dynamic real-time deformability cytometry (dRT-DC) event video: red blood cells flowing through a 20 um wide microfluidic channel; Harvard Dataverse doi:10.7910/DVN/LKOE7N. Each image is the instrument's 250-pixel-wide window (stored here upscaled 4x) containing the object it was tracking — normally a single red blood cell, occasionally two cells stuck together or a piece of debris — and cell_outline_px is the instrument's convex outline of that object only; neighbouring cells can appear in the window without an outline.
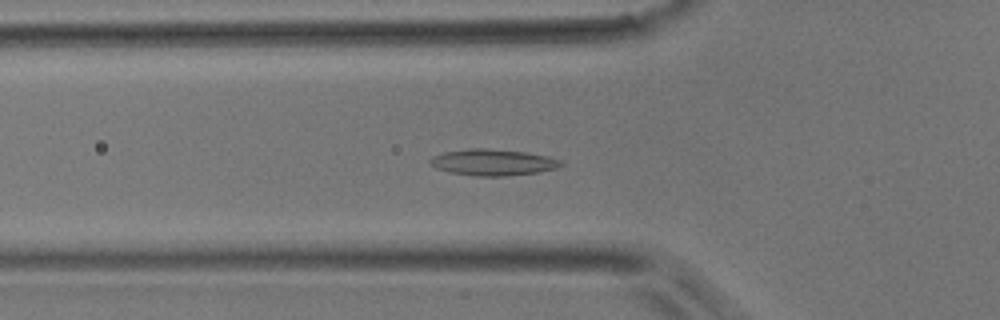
{"species": "common noctule bat (a hibernating species)", "species_latin": "Nyctalus noctula", "temperature_condition": "room temperature", "stored_images_in_passage": 42, "camera_frame_rate_fps": 3000, "um_per_image_px": 0.085, "animal": {"sex": "male", "body_mass_g": 17.9}, "frame": {"image": 1, "passage_image": 11, "time_ms": 3.333, "image_size_px": [1000, 320], "cell_outline_px": [[564, 164], [556, 168], [536, 172], [508, 176], [476, 176], [448, 172], [436, 168], [428, 160], [432, 156], [444, 152], [468, 148], [488, 148], [524, 152], [548, 156], [560, 160]], "centroid_in_image_um": [41.87, 13.79], "position_along_channel_um": 83.9, "area_um2": 20.06}}
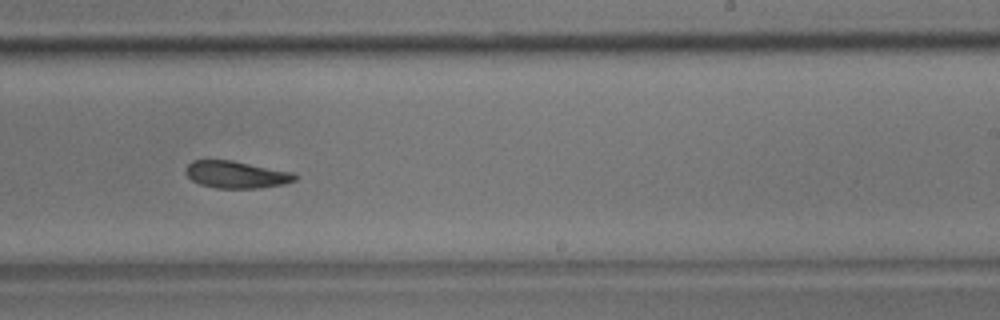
{"frame": {"image": 2, "passage_image": 24, "time_ms": 7.667, "image_size_px": [1000, 320], "cell_outline_px": [[296, 180], [284, 184], [260, 188], [216, 188], [200, 184], [192, 180], [184, 172], [184, 168], [192, 160], [232, 160], [292, 172], [296, 176]], "centroid_in_image_um": [20.05, 14.84], "position_along_channel_um": 269.0, "area_um2": 17.28}}
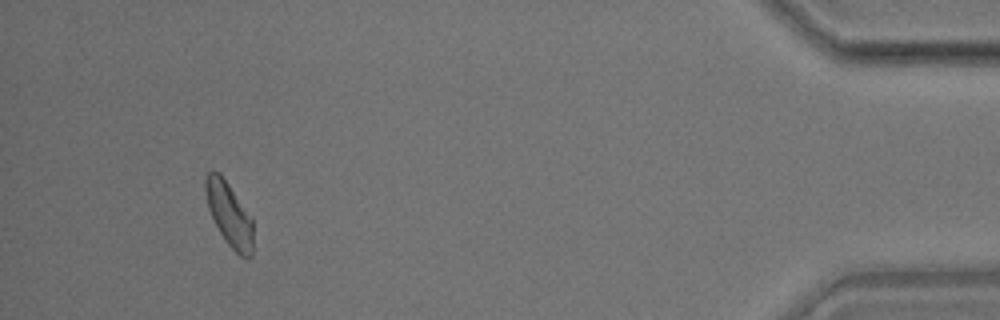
{"frame": {"image": 3, "passage_image": 39, "time_ms": 12.667, "image_size_px": [1000, 320], "cell_outline_px": [[252, 256], [248, 260], [240, 256], [228, 244], [220, 232], [208, 208], [204, 188], [204, 180], [208, 172], [220, 172], [252, 216]], "centroid_in_image_um": [19.49, 18.21], "position_along_channel_um": 415.7, "area_um2": 17.74}}